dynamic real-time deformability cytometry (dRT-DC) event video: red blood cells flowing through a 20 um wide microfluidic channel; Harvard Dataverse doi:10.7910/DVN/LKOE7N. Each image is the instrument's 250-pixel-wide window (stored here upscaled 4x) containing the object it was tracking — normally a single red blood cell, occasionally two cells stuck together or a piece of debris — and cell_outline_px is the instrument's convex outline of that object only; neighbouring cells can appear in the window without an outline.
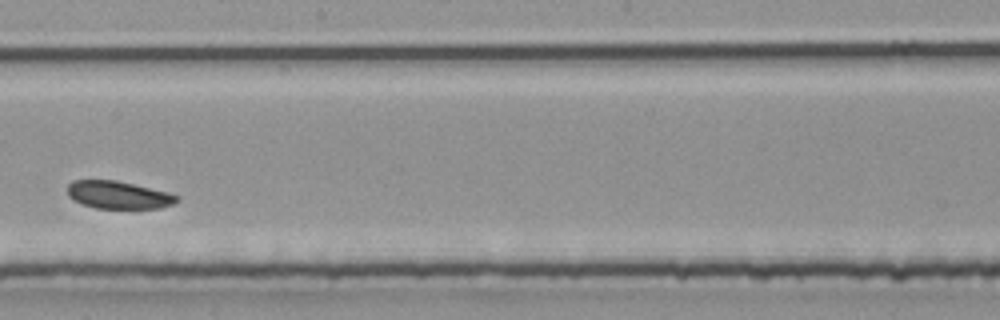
{"species": "common noctule bat (a hibernating species)", "species_latin": "Nyctalus noctula", "temperature_condition": "room temperature", "stored_images_in_passage": 31, "camera_frame_rate_fps": 3000, "um_per_image_px": 0.085, "animal": {"sex": "male", "body_mass_g": 20.4}, "frame": {"image": 1, "passage_image": 14, "time_ms": 4.333, "image_size_px": [1000, 320], "cell_outline_px": [[180, 200], [172, 204], [160, 208], [96, 208], [84, 204], [68, 196], [68, 184], [72, 180], [116, 180], [168, 192], [180, 196]], "centroid_in_image_um": [10.09, 16.56], "position_along_channel_um": 238.1, "area_um2": 17.51}}